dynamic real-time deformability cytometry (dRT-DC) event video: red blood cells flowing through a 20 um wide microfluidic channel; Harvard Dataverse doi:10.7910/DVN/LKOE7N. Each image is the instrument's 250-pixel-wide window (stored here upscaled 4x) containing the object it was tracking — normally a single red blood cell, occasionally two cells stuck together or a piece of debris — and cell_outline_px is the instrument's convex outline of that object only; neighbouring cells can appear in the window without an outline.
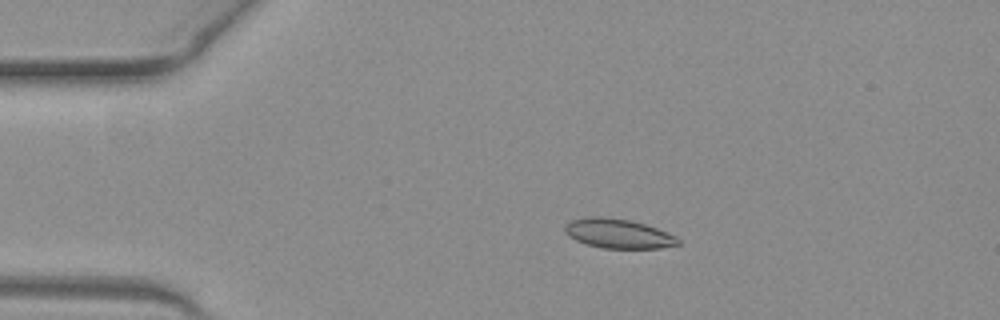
{"species": "common noctule bat (a hibernating species)", "species_latin": "Nyctalus noctula", "temperature_condition": "warm", "stored_images_in_passage": 12, "camera_frame_rate_fps": 3000, "um_per_image_px": 0.085, "animal": {"sex": "female", "body_mass_g": 19.3, "forearm_length_mm": 54.1}, "frame": {"image": 1, "passage_image": 6, "time_ms": 1.667, "image_size_px": [1000, 320], "cell_outline_px": [[680, 244], [660, 248], [604, 248], [588, 244], [576, 240], [568, 236], [564, 232], [564, 224], [572, 220], [588, 216], [600, 216], [628, 220], [644, 224], [656, 228], [676, 236], [680, 240]], "centroid_in_image_um": [52.52, 19.85], "position_along_channel_um": 32.5, "area_um2": 19.31}}